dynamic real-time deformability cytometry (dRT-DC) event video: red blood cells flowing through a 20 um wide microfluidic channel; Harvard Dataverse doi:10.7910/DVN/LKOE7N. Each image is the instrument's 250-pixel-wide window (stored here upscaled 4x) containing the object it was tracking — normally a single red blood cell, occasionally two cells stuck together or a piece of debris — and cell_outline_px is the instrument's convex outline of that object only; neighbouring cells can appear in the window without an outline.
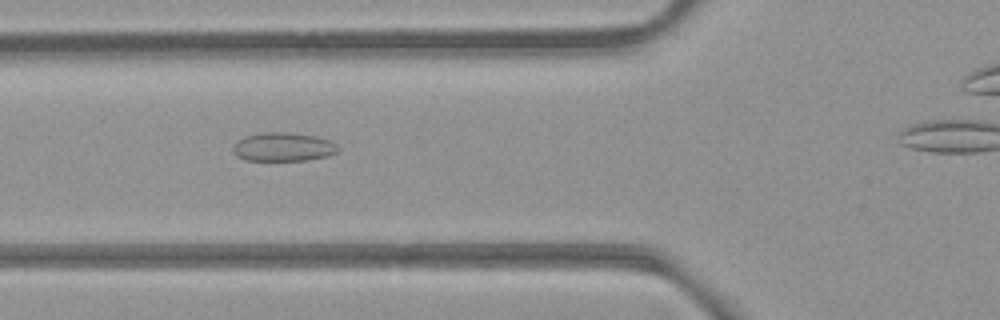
{"species": "common noctule bat (a hibernating species)", "species_latin": "Nyctalus noctula", "temperature_condition": "room temperature", "stored_images_in_passage": 31, "camera_frame_rate_fps": 3000, "um_per_image_px": 0.085, "animal": {"sex": "female", "body_mass_g": 21.9}, "frame": {"image": 1, "passage_image": 5, "time_ms": 1.333, "image_size_px": [1000, 320], "cell_outline_px": [[340, 148], [336, 152], [324, 156], [304, 160], [244, 160], [236, 156], [232, 148], [244, 136], [264, 132], [288, 132], [316, 136], [328, 140], [336, 144]], "centroid_in_image_um": [24.05, 12.48], "position_along_channel_um": 101.7, "area_um2": 17.34}}
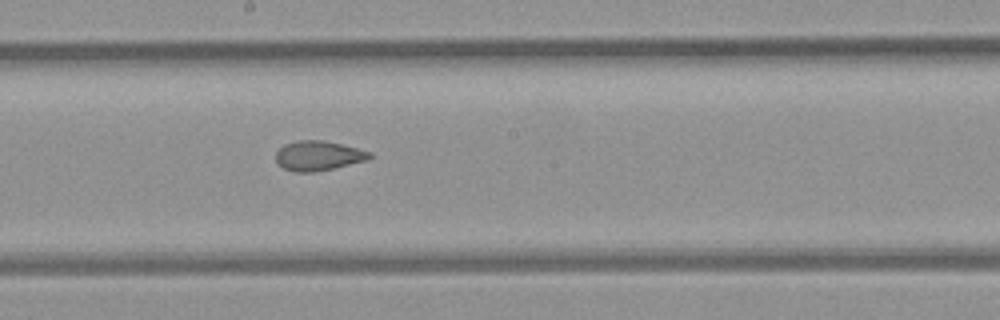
{"frame": {"image": 2, "passage_image": 14, "time_ms": 4.333, "image_size_px": [1000, 320], "cell_outline_px": [[372, 156], [368, 160], [332, 168], [312, 172], [296, 172], [284, 168], [276, 164], [276, 152], [284, 144], [300, 140], [324, 140], [372, 152]], "centroid_in_image_um": [27.04, 13.23], "position_along_channel_um": 221.2, "area_um2": 16.13}}
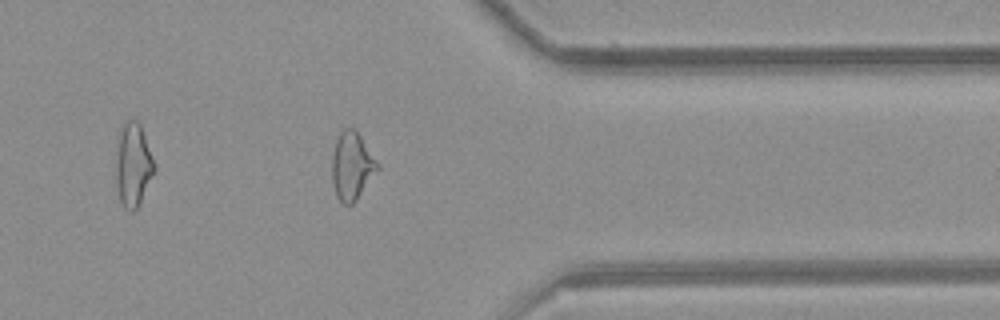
{"frame": {"image": 3, "passage_image": 27, "time_ms": 8.667, "image_size_px": [1000, 320], "cell_outline_px": [[380, 168], [356, 200], [352, 204], [344, 204], [336, 196], [332, 180], [332, 156], [336, 140], [340, 132], [344, 128], [356, 128], [380, 164]], "centroid_in_image_um": [29.93, 14.08], "position_along_channel_um": 381.5, "area_um2": 18.15}, "authors_computed_cell_mechanics": {"area_um2": 16.7042, "velocity_mm_per_s": 3.9526, "shape_relaxation_time_tau1_ms": null, "shape_relaxation_time_tau2_ms": 1.984, "deformation_change_tau1": null, "deformation_change_tau2": 0.0826}}